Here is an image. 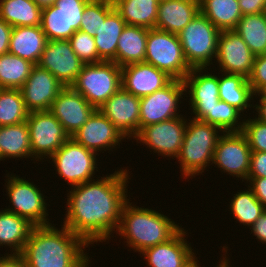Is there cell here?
I'll use <instances>...</instances> for the list:
<instances>
[{"label": "cell", "mask_w": 266, "mask_h": 267, "mask_svg": "<svg viewBox=\"0 0 266 267\" xmlns=\"http://www.w3.org/2000/svg\"><path fill=\"white\" fill-rule=\"evenodd\" d=\"M13 27L0 18V55L9 51L10 36Z\"/></svg>", "instance_id": "obj_48"}, {"label": "cell", "mask_w": 266, "mask_h": 267, "mask_svg": "<svg viewBox=\"0 0 266 267\" xmlns=\"http://www.w3.org/2000/svg\"><path fill=\"white\" fill-rule=\"evenodd\" d=\"M26 122L31 153L38 162L48 160L70 138L50 111L30 112Z\"/></svg>", "instance_id": "obj_10"}, {"label": "cell", "mask_w": 266, "mask_h": 267, "mask_svg": "<svg viewBox=\"0 0 266 267\" xmlns=\"http://www.w3.org/2000/svg\"><path fill=\"white\" fill-rule=\"evenodd\" d=\"M190 119V120H189ZM223 132L215 125L188 118L181 150L176 158L180 176L187 181L205 173L213 160L217 141Z\"/></svg>", "instance_id": "obj_4"}, {"label": "cell", "mask_w": 266, "mask_h": 267, "mask_svg": "<svg viewBox=\"0 0 266 267\" xmlns=\"http://www.w3.org/2000/svg\"><path fill=\"white\" fill-rule=\"evenodd\" d=\"M129 199L122 210L116 235L127 248L141 253L145 249L171 239L181 228L175 220L152 208L139 207ZM160 212V213H159Z\"/></svg>", "instance_id": "obj_3"}, {"label": "cell", "mask_w": 266, "mask_h": 267, "mask_svg": "<svg viewBox=\"0 0 266 267\" xmlns=\"http://www.w3.org/2000/svg\"><path fill=\"white\" fill-rule=\"evenodd\" d=\"M220 247L222 248V252H223L224 256L221 254V257H223V258H220V261L218 262L219 264L216 265L215 267H232V264L230 265L229 257L227 256V255H229L228 254V250H229L228 246L223 245V247L222 246H220Z\"/></svg>", "instance_id": "obj_51"}, {"label": "cell", "mask_w": 266, "mask_h": 267, "mask_svg": "<svg viewBox=\"0 0 266 267\" xmlns=\"http://www.w3.org/2000/svg\"><path fill=\"white\" fill-rule=\"evenodd\" d=\"M29 113L20 89H0V127L23 123Z\"/></svg>", "instance_id": "obj_36"}, {"label": "cell", "mask_w": 266, "mask_h": 267, "mask_svg": "<svg viewBox=\"0 0 266 267\" xmlns=\"http://www.w3.org/2000/svg\"><path fill=\"white\" fill-rule=\"evenodd\" d=\"M244 116L239 110L225 101H219L201 121L215 125L223 133L242 132Z\"/></svg>", "instance_id": "obj_37"}, {"label": "cell", "mask_w": 266, "mask_h": 267, "mask_svg": "<svg viewBox=\"0 0 266 267\" xmlns=\"http://www.w3.org/2000/svg\"><path fill=\"white\" fill-rule=\"evenodd\" d=\"M41 17L33 0H0V18L12 27L41 25Z\"/></svg>", "instance_id": "obj_32"}, {"label": "cell", "mask_w": 266, "mask_h": 267, "mask_svg": "<svg viewBox=\"0 0 266 267\" xmlns=\"http://www.w3.org/2000/svg\"><path fill=\"white\" fill-rule=\"evenodd\" d=\"M232 196L228 211L233 214L235 222L238 221L240 225L250 228L266 210L249 187L237 191Z\"/></svg>", "instance_id": "obj_34"}, {"label": "cell", "mask_w": 266, "mask_h": 267, "mask_svg": "<svg viewBox=\"0 0 266 267\" xmlns=\"http://www.w3.org/2000/svg\"><path fill=\"white\" fill-rule=\"evenodd\" d=\"M234 30L255 56L266 54V12L243 15Z\"/></svg>", "instance_id": "obj_33"}, {"label": "cell", "mask_w": 266, "mask_h": 267, "mask_svg": "<svg viewBox=\"0 0 266 267\" xmlns=\"http://www.w3.org/2000/svg\"><path fill=\"white\" fill-rule=\"evenodd\" d=\"M72 87L98 110L122 87L121 67L113 61L84 64Z\"/></svg>", "instance_id": "obj_7"}, {"label": "cell", "mask_w": 266, "mask_h": 267, "mask_svg": "<svg viewBox=\"0 0 266 267\" xmlns=\"http://www.w3.org/2000/svg\"><path fill=\"white\" fill-rule=\"evenodd\" d=\"M189 233L181 228L171 239L140 253L147 267H184L195 256L191 242L186 240Z\"/></svg>", "instance_id": "obj_21"}, {"label": "cell", "mask_w": 266, "mask_h": 267, "mask_svg": "<svg viewBox=\"0 0 266 267\" xmlns=\"http://www.w3.org/2000/svg\"><path fill=\"white\" fill-rule=\"evenodd\" d=\"M247 79L254 94L266 85V54L255 56L252 72Z\"/></svg>", "instance_id": "obj_43"}, {"label": "cell", "mask_w": 266, "mask_h": 267, "mask_svg": "<svg viewBox=\"0 0 266 267\" xmlns=\"http://www.w3.org/2000/svg\"><path fill=\"white\" fill-rule=\"evenodd\" d=\"M6 172L4 187L11 207L9 205L5 209L28 219L35 226L52 224L49 222L51 220L48 218L49 208L47 207L51 205L46 202L49 197L43 194L42 187L26 180V177L20 178V175L11 172L9 174L7 170Z\"/></svg>", "instance_id": "obj_6"}, {"label": "cell", "mask_w": 266, "mask_h": 267, "mask_svg": "<svg viewBox=\"0 0 266 267\" xmlns=\"http://www.w3.org/2000/svg\"><path fill=\"white\" fill-rule=\"evenodd\" d=\"M244 185L248 186L252 190L255 197L261 202L263 207L266 209V177L247 178V181Z\"/></svg>", "instance_id": "obj_45"}, {"label": "cell", "mask_w": 266, "mask_h": 267, "mask_svg": "<svg viewBox=\"0 0 266 267\" xmlns=\"http://www.w3.org/2000/svg\"><path fill=\"white\" fill-rule=\"evenodd\" d=\"M254 98L266 99V85H264L255 95Z\"/></svg>", "instance_id": "obj_53"}, {"label": "cell", "mask_w": 266, "mask_h": 267, "mask_svg": "<svg viewBox=\"0 0 266 267\" xmlns=\"http://www.w3.org/2000/svg\"><path fill=\"white\" fill-rule=\"evenodd\" d=\"M251 149L242 132L223 133L213 153L212 165L245 183L250 168Z\"/></svg>", "instance_id": "obj_13"}, {"label": "cell", "mask_w": 266, "mask_h": 267, "mask_svg": "<svg viewBox=\"0 0 266 267\" xmlns=\"http://www.w3.org/2000/svg\"><path fill=\"white\" fill-rule=\"evenodd\" d=\"M251 230L250 235L255 236L258 239V243L266 245V210L255 221V223L249 228Z\"/></svg>", "instance_id": "obj_47"}, {"label": "cell", "mask_w": 266, "mask_h": 267, "mask_svg": "<svg viewBox=\"0 0 266 267\" xmlns=\"http://www.w3.org/2000/svg\"><path fill=\"white\" fill-rule=\"evenodd\" d=\"M171 80L165 72L145 62L121 67L122 88L138 98L162 89Z\"/></svg>", "instance_id": "obj_22"}, {"label": "cell", "mask_w": 266, "mask_h": 267, "mask_svg": "<svg viewBox=\"0 0 266 267\" xmlns=\"http://www.w3.org/2000/svg\"><path fill=\"white\" fill-rule=\"evenodd\" d=\"M60 225L34 226L21 252L27 267H91L92 257L86 252L90 246Z\"/></svg>", "instance_id": "obj_2"}, {"label": "cell", "mask_w": 266, "mask_h": 267, "mask_svg": "<svg viewBox=\"0 0 266 267\" xmlns=\"http://www.w3.org/2000/svg\"><path fill=\"white\" fill-rule=\"evenodd\" d=\"M34 64L10 53L0 55V88L20 89Z\"/></svg>", "instance_id": "obj_35"}, {"label": "cell", "mask_w": 266, "mask_h": 267, "mask_svg": "<svg viewBox=\"0 0 266 267\" xmlns=\"http://www.w3.org/2000/svg\"><path fill=\"white\" fill-rule=\"evenodd\" d=\"M144 62L182 81L192 69L184 57L178 35L156 28L148 30Z\"/></svg>", "instance_id": "obj_9"}, {"label": "cell", "mask_w": 266, "mask_h": 267, "mask_svg": "<svg viewBox=\"0 0 266 267\" xmlns=\"http://www.w3.org/2000/svg\"><path fill=\"white\" fill-rule=\"evenodd\" d=\"M23 158H30L34 164L37 163L31 153L27 122L0 127V161Z\"/></svg>", "instance_id": "obj_28"}, {"label": "cell", "mask_w": 266, "mask_h": 267, "mask_svg": "<svg viewBox=\"0 0 266 267\" xmlns=\"http://www.w3.org/2000/svg\"><path fill=\"white\" fill-rule=\"evenodd\" d=\"M148 30L144 27L126 25L119 37L116 58L118 66L143 63L146 54Z\"/></svg>", "instance_id": "obj_27"}, {"label": "cell", "mask_w": 266, "mask_h": 267, "mask_svg": "<svg viewBox=\"0 0 266 267\" xmlns=\"http://www.w3.org/2000/svg\"><path fill=\"white\" fill-rule=\"evenodd\" d=\"M71 47L84 64L102 62L98 56L94 37L81 30L75 31L69 38Z\"/></svg>", "instance_id": "obj_40"}, {"label": "cell", "mask_w": 266, "mask_h": 267, "mask_svg": "<svg viewBox=\"0 0 266 267\" xmlns=\"http://www.w3.org/2000/svg\"><path fill=\"white\" fill-rule=\"evenodd\" d=\"M266 177V152L251 151L248 178Z\"/></svg>", "instance_id": "obj_44"}, {"label": "cell", "mask_w": 266, "mask_h": 267, "mask_svg": "<svg viewBox=\"0 0 266 267\" xmlns=\"http://www.w3.org/2000/svg\"><path fill=\"white\" fill-rule=\"evenodd\" d=\"M47 41L40 25L13 27L8 53L37 65Z\"/></svg>", "instance_id": "obj_24"}, {"label": "cell", "mask_w": 266, "mask_h": 267, "mask_svg": "<svg viewBox=\"0 0 266 267\" xmlns=\"http://www.w3.org/2000/svg\"><path fill=\"white\" fill-rule=\"evenodd\" d=\"M123 168L126 169L117 168L109 175L108 172L106 176L102 174L103 177L97 175V179L69 186L71 189L67 190L61 224L91 247L94 243L109 244L120 223L123 207L131 199L127 189L131 174L128 166Z\"/></svg>", "instance_id": "obj_1"}, {"label": "cell", "mask_w": 266, "mask_h": 267, "mask_svg": "<svg viewBox=\"0 0 266 267\" xmlns=\"http://www.w3.org/2000/svg\"><path fill=\"white\" fill-rule=\"evenodd\" d=\"M72 138L97 154H101L102 151H117L120 143L122 145V141L126 139L99 110L92 114Z\"/></svg>", "instance_id": "obj_18"}, {"label": "cell", "mask_w": 266, "mask_h": 267, "mask_svg": "<svg viewBox=\"0 0 266 267\" xmlns=\"http://www.w3.org/2000/svg\"><path fill=\"white\" fill-rule=\"evenodd\" d=\"M186 116H178L173 119L162 121L157 124L142 127L133 138L137 144H142L158 156L166 159H176L180 153L181 145L185 136ZM139 142V143H138ZM145 144V145H144ZM169 157V158H168Z\"/></svg>", "instance_id": "obj_11"}, {"label": "cell", "mask_w": 266, "mask_h": 267, "mask_svg": "<svg viewBox=\"0 0 266 267\" xmlns=\"http://www.w3.org/2000/svg\"><path fill=\"white\" fill-rule=\"evenodd\" d=\"M6 254V255H5ZM0 267H27L21 254H0Z\"/></svg>", "instance_id": "obj_49"}, {"label": "cell", "mask_w": 266, "mask_h": 267, "mask_svg": "<svg viewBox=\"0 0 266 267\" xmlns=\"http://www.w3.org/2000/svg\"><path fill=\"white\" fill-rule=\"evenodd\" d=\"M34 226L28 219L0 209V246L8 247L7 254H21Z\"/></svg>", "instance_id": "obj_26"}, {"label": "cell", "mask_w": 266, "mask_h": 267, "mask_svg": "<svg viewBox=\"0 0 266 267\" xmlns=\"http://www.w3.org/2000/svg\"><path fill=\"white\" fill-rule=\"evenodd\" d=\"M245 118L242 133L246 136L251 151L266 152V123L255 116Z\"/></svg>", "instance_id": "obj_42"}, {"label": "cell", "mask_w": 266, "mask_h": 267, "mask_svg": "<svg viewBox=\"0 0 266 267\" xmlns=\"http://www.w3.org/2000/svg\"><path fill=\"white\" fill-rule=\"evenodd\" d=\"M210 70V72H208ZM217 70L212 68H192L183 79L185 85V101H189L192 119L202 120L220 101ZM215 73V74H214ZM213 74V75H212ZM217 74V75H216ZM188 94V95H187Z\"/></svg>", "instance_id": "obj_14"}, {"label": "cell", "mask_w": 266, "mask_h": 267, "mask_svg": "<svg viewBox=\"0 0 266 267\" xmlns=\"http://www.w3.org/2000/svg\"><path fill=\"white\" fill-rule=\"evenodd\" d=\"M129 141L140 130V98L122 87L98 109Z\"/></svg>", "instance_id": "obj_17"}, {"label": "cell", "mask_w": 266, "mask_h": 267, "mask_svg": "<svg viewBox=\"0 0 266 267\" xmlns=\"http://www.w3.org/2000/svg\"><path fill=\"white\" fill-rule=\"evenodd\" d=\"M196 255L188 264H186L184 267H201V263L198 260L199 257ZM199 262V263H198Z\"/></svg>", "instance_id": "obj_54"}, {"label": "cell", "mask_w": 266, "mask_h": 267, "mask_svg": "<svg viewBox=\"0 0 266 267\" xmlns=\"http://www.w3.org/2000/svg\"><path fill=\"white\" fill-rule=\"evenodd\" d=\"M40 8H45L52 6L55 3V0H33Z\"/></svg>", "instance_id": "obj_52"}, {"label": "cell", "mask_w": 266, "mask_h": 267, "mask_svg": "<svg viewBox=\"0 0 266 267\" xmlns=\"http://www.w3.org/2000/svg\"><path fill=\"white\" fill-rule=\"evenodd\" d=\"M254 101H257L256 104H254V111H256L255 117L259 119L262 122L266 123V99H259L256 98Z\"/></svg>", "instance_id": "obj_50"}, {"label": "cell", "mask_w": 266, "mask_h": 267, "mask_svg": "<svg viewBox=\"0 0 266 267\" xmlns=\"http://www.w3.org/2000/svg\"><path fill=\"white\" fill-rule=\"evenodd\" d=\"M63 87L48 70L34 65L20 91L29 112L49 111Z\"/></svg>", "instance_id": "obj_20"}, {"label": "cell", "mask_w": 266, "mask_h": 267, "mask_svg": "<svg viewBox=\"0 0 266 267\" xmlns=\"http://www.w3.org/2000/svg\"><path fill=\"white\" fill-rule=\"evenodd\" d=\"M242 15L266 12V0H238Z\"/></svg>", "instance_id": "obj_46"}, {"label": "cell", "mask_w": 266, "mask_h": 267, "mask_svg": "<svg viewBox=\"0 0 266 267\" xmlns=\"http://www.w3.org/2000/svg\"><path fill=\"white\" fill-rule=\"evenodd\" d=\"M96 110L72 86H68L61 89L49 111L63 125L69 137H72Z\"/></svg>", "instance_id": "obj_19"}, {"label": "cell", "mask_w": 266, "mask_h": 267, "mask_svg": "<svg viewBox=\"0 0 266 267\" xmlns=\"http://www.w3.org/2000/svg\"><path fill=\"white\" fill-rule=\"evenodd\" d=\"M40 26L47 40H65V19L54 4L42 9Z\"/></svg>", "instance_id": "obj_41"}, {"label": "cell", "mask_w": 266, "mask_h": 267, "mask_svg": "<svg viewBox=\"0 0 266 267\" xmlns=\"http://www.w3.org/2000/svg\"><path fill=\"white\" fill-rule=\"evenodd\" d=\"M112 0H90L83 10L79 30L94 37L101 22L114 10Z\"/></svg>", "instance_id": "obj_38"}, {"label": "cell", "mask_w": 266, "mask_h": 267, "mask_svg": "<svg viewBox=\"0 0 266 267\" xmlns=\"http://www.w3.org/2000/svg\"><path fill=\"white\" fill-rule=\"evenodd\" d=\"M125 20L114 9L101 22L94 36L98 56L102 61H113L116 58L119 37L126 26Z\"/></svg>", "instance_id": "obj_30"}, {"label": "cell", "mask_w": 266, "mask_h": 267, "mask_svg": "<svg viewBox=\"0 0 266 267\" xmlns=\"http://www.w3.org/2000/svg\"><path fill=\"white\" fill-rule=\"evenodd\" d=\"M199 9L220 31L234 30L243 16L238 0H200Z\"/></svg>", "instance_id": "obj_31"}, {"label": "cell", "mask_w": 266, "mask_h": 267, "mask_svg": "<svg viewBox=\"0 0 266 267\" xmlns=\"http://www.w3.org/2000/svg\"><path fill=\"white\" fill-rule=\"evenodd\" d=\"M37 65L68 87L74 84L84 63L73 51L69 40H48Z\"/></svg>", "instance_id": "obj_16"}, {"label": "cell", "mask_w": 266, "mask_h": 267, "mask_svg": "<svg viewBox=\"0 0 266 267\" xmlns=\"http://www.w3.org/2000/svg\"><path fill=\"white\" fill-rule=\"evenodd\" d=\"M115 10L127 25L155 28L158 0H112Z\"/></svg>", "instance_id": "obj_29"}, {"label": "cell", "mask_w": 266, "mask_h": 267, "mask_svg": "<svg viewBox=\"0 0 266 267\" xmlns=\"http://www.w3.org/2000/svg\"><path fill=\"white\" fill-rule=\"evenodd\" d=\"M220 32L206 16L199 12L177 34L184 57L191 68H210L213 65Z\"/></svg>", "instance_id": "obj_5"}, {"label": "cell", "mask_w": 266, "mask_h": 267, "mask_svg": "<svg viewBox=\"0 0 266 267\" xmlns=\"http://www.w3.org/2000/svg\"><path fill=\"white\" fill-rule=\"evenodd\" d=\"M99 155L78 144L70 137L46 161L52 164L55 174L61 180L63 179L67 182V185L73 187L94 180V175L99 170L97 167L99 165L97 161Z\"/></svg>", "instance_id": "obj_8"}, {"label": "cell", "mask_w": 266, "mask_h": 267, "mask_svg": "<svg viewBox=\"0 0 266 267\" xmlns=\"http://www.w3.org/2000/svg\"><path fill=\"white\" fill-rule=\"evenodd\" d=\"M200 1L166 0L159 2L155 28L180 33L200 12Z\"/></svg>", "instance_id": "obj_23"}, {"label": "cell", "mask_w": 266, "mask_h": 267, "mask_svg": "<svg viewBox=\"0 0 266 267\" xmlns=\"http://www.w3.org/2000/svg\"><path fill=\"white\" fill-rule=\"evenodd\" d=\"M90 0H55L54 5L63 14L65 19V40H69L71 35L78 31L85 5Z\"/></svg>", "instance_id": "obj_39"}, {"label": "cell", "mask_w": 266, "mask_h": 267, "mask_svg": "<svg viewBox=\"0 0 266 267\" xmlns=\"http://www.w3.org/2000/svg\"><path fill=\"white\" fill-rule=\"evenodd\" d=\"M221 73V75H220ZM219 98L239 110L245 117L247 109L254 110V92L248 79L240 74L218 71Z\"/></svg>", "instance_id": "obj_25"}, {"label": "cell", "mask_w": 266, "mask_h": 267, "mask_svg": "<svg viewBox=\"0 0 266 267\" xmlns=\"http://www.w3.org/2000/svg\"><path fill=\"white\" fill-rule=\"evenodd\" d=\"M255 55L235 30H224L218 37L217 55L212 69L248 78L252 72Z\"/></svg>", "instance_id": "obj_15"}, {"label": "cell", "mask_w": 266, "mask_h": 267, "mask_svg": "<svg viewBox=\"0 0 266 267\" xmlns=\"http://www.w3.org/2000/svg\"><path fill=\"white\" fill-rule=\"evenodd\" d=\"M185 95L184 82L172 79L162 89L140 98V129L184 115L178 104L183 103Z\"/></svg>", "instance_id": "obj_12"}]
</instances>
